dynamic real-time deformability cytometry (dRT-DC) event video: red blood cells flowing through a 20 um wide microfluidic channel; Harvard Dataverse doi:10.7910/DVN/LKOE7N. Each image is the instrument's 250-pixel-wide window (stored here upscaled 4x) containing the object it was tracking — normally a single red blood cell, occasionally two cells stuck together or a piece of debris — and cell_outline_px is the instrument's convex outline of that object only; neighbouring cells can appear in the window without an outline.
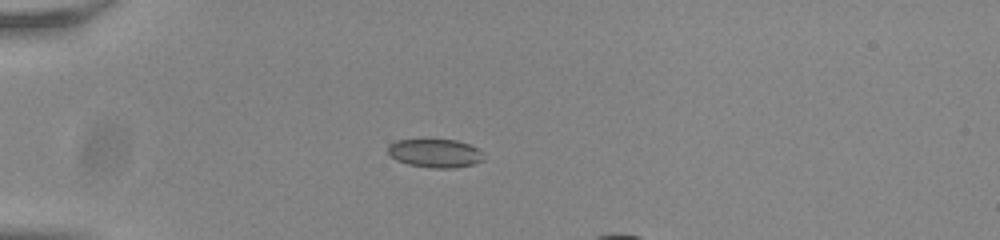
{"species": "common noctule bat (a hibernating species)", "species_latin": "Nyctalus noctula", "temperature_condition": "room temperature", "stored_images_in_passage": 23, "camera_frame_rate_fps": 3000, "um_per_image_px": 0.085, "animal": {"sex": "male", "body_mass_g": 20.0, "forearm_length_mm": 53.3}, "frame": {"image": 1, "passage_image": 17, "time_ms": 5.333, "image_size_px": [1000, 240], "cell_outline_px": [[484, 160], [472, 164], [456, 168], [432, 168], [408, 164], [396, 160], [388, 152], [388, 144], [396, 140], [456, 140], [468, 144], [476, 148], [480, 152]], "centroid_in_image_um": [36.96, 13.03], "position_along_channel_um": 48.0, "area_um2": 15.72}}